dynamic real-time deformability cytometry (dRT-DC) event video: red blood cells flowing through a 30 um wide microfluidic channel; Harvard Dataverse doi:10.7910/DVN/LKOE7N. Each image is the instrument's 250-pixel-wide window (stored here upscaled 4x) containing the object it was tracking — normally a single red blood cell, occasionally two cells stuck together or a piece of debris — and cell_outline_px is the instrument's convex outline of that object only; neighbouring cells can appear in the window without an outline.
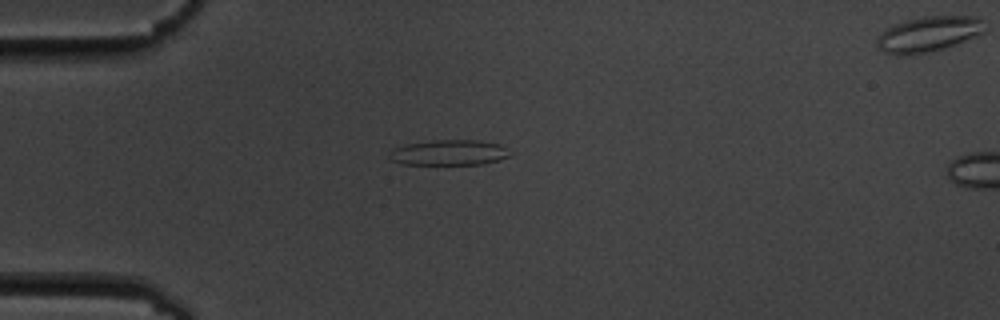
{"species": "common noctule bat (a hibernating species)", "species_latin": "Nyctalus noctula", "temperature_condition": "cold", "stored_images_in_passage": 2, "camera_frame_rate_fps": 3000, "um_per_image_px": 0.085, "animal": {"sex": "male", "body_mass_g": 19.5, "forearm_length_mm": 54.6}, "frame": {"image": 1, "passage_image": 1, "time_ms": 0.0, "image_size_px": [1000, 320], "cell_outline_px": [[516, 152], [512, 156], [500, 160], [480, 164], [404, 164], [392, 160], [388, 156], [392, 148], [404, 144], [432, 140], [476, 140], [500, 144]], "centroid_in_image_um": [38.24, 12.96], "position_along_channel_um": 46.8, "area_um2": 18.21}}